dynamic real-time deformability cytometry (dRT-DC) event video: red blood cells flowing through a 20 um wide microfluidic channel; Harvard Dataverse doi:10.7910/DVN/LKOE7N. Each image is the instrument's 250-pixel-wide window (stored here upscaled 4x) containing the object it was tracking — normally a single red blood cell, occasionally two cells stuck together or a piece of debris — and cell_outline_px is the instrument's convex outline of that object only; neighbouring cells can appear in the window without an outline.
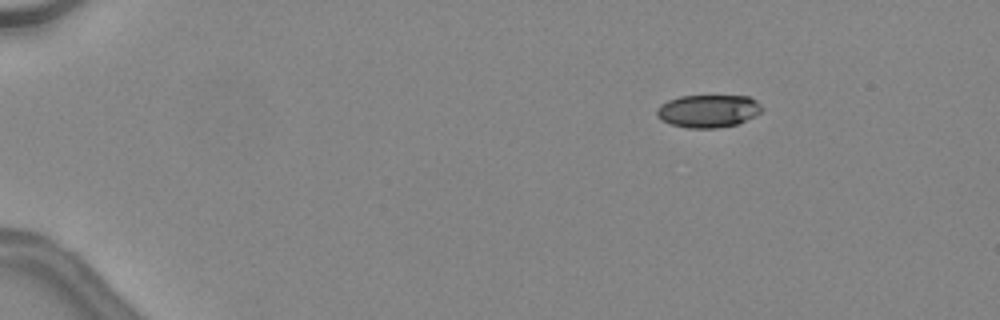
{"species": "common noctule bat (a hibernating species)", "species_latin": "Nyctalus noctula", "temperature_condition": "warm", "stored_images_in_passage": 40, "camera_frame_rate_fps": 3000, "um_per_image_px": 0.085, "animal": {"sex": "female", "body_mass_g": 24.6, "forearm_length_mm": 56.2}, "frame": {"image": 1, "passage_image": 1, "time_ms": 0.0, "image_size_px": [1000, 320], "cell_outline_px": [[764, 108], [756, 116], [736, 124], [716, 128], [688, 128], [672, 124], [660, 120], [656, 116], [656, 108], [660, 104], [668, 100], [680, 96], [748, 96], [756, 100]], "centroid_in_image_um": [60.18, 9.43], "position_along_channel_um": 24.8, "area_um2": 20.17}}
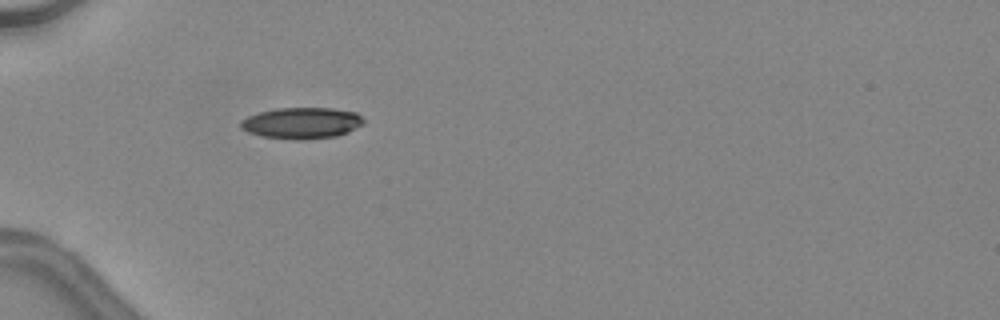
{"frame": {"image": 2, "passage_image": 10, "time_ms": 3.0, "image_size_px": [1000, 320], "cell_outline_px": [[364, 124], [348, 132], [336, 136], [304, 140], [292, 140], [260, 136], [248, 132], [240, 128], [240, 120], [248, 116], [260, 112], [276, 108], [332, 108], [356, 112], [364, 120]], "centroid_in_image_um": [25.63, 10.46], "position_along_channel_um": 59.4, "area_um2": 22.6}}
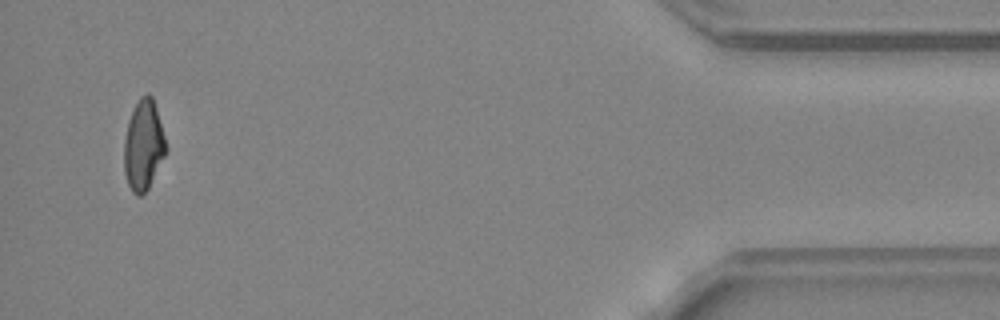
{"frame": {"image": 3, "passage_image": 39, "time_ms": 12.667, "image_size_px": [1000, 320], "cell_outline_px": [[168, 148], [148, 188], [140, 196], [136, 196], [132, 192], [128, 184], [124, 172], [124, 140], [128, 120], [140, 96], [148, 92], [152, 96], [156, 108]], "centroid_in_image_um": [12.19, 12.34], "position_along_channel_um": 423.0, "area_um2": 21.91}, "authors_computed_cell_mechanics": {"area_um2": 22.5998, "velocity_mm_per_s": 4.5602, "shape_relaxation_time_tau1_ms": 5.0597, "shape_relaxation_time_tau2_ms": 1.7844, "deformation_change_tau1": 0.1955, "deformation_change_tau2": 0.0792}}